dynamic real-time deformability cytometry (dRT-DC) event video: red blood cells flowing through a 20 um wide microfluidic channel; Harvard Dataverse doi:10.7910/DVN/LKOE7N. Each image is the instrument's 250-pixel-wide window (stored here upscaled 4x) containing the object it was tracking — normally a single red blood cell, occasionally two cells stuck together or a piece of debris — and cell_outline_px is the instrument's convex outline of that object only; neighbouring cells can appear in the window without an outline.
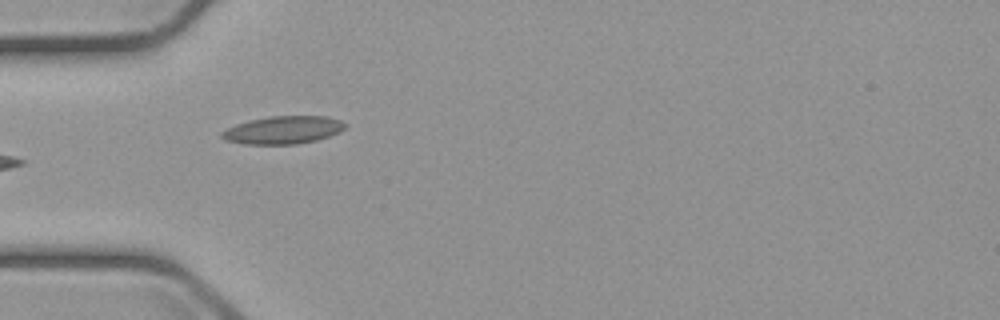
{"species": "common noctule bat (a hibernating species)", "species_latin": "Nyctalus noctula", "temperature_condition": "cold", "stored_images_in_passage": 7, "camera_frame_rate_fps": 3000, "um_per_image_px": 0.085, "animal": {"sex": "male", "body_mass_g": 23.1, "forearm_length_mm": 52.7}, "frame": {"image": 1, "passage_image": 6, "time_ms": 6.0, "image_size_px": [1000, 320], "cell_outline_px": [[348, 124], [340, 132], [316, 140], [296, 144], [244, 144], [228, 140], [220, 136], [220, 132], [236, 124], [268, 116], [328, 116], [340, 120]], "centroid_in_image_um": [24.09, 11.04], "position_along_channel_um": 60.9, "area_um2": 19.88}}
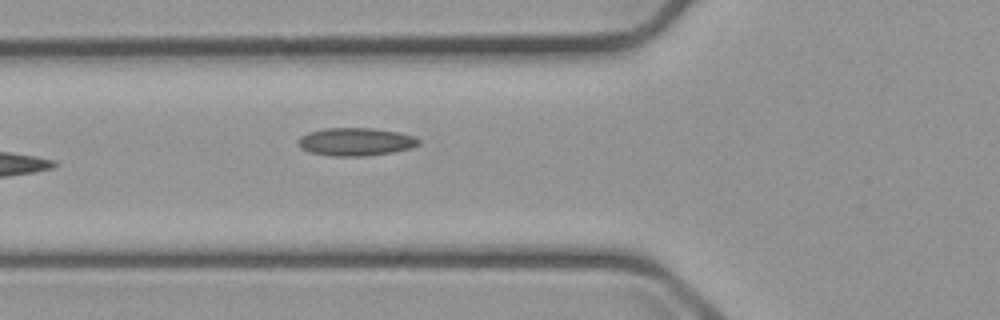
{"frame": {"image": 2, "passage_image": 7, "time_ms": 7.0, "image_size_px": [1000, 320], "cell_outline_px": [[420, 144], [408, 148], [392, 152], [364, 156], [332, 156], [308, 152], [300, 148], [300, 136], [308, 132], [324, 128], [372, 128], [396, 132], [412, 136], [420, 140]], "centroid_in_image_um": [30.19, 12.05], "position_along_channel_um": 95.6, "area_um2": 19.42}}